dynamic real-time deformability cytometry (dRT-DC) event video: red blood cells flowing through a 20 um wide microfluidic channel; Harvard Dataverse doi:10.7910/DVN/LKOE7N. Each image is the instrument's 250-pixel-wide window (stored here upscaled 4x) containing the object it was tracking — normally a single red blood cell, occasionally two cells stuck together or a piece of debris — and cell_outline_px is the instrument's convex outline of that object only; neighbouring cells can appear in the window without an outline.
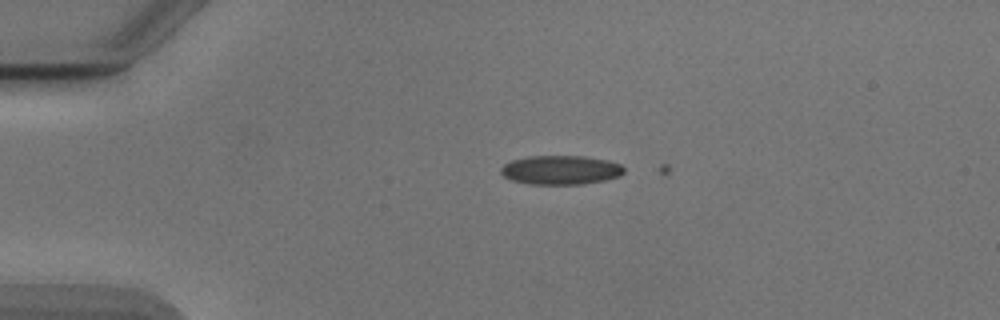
{"species": "Egyptian fruit bat (a non-hibernating species)", "species_latin": "Rousettus aegyptiacus", "temperature_condition": "cold", "stored_images_in_passage": 3, "camera_frame_rate_fps": 3000, "um_per_image_px": 0.085, "animal": {"sex": "male"}, "frame": {"image": 1, "passage_image": 2, "time_ms": 0.333, "image_size_px": [1000, 320], "cell_outline_px": [[624, 172], [620, 176], [604, 180], [584, 184], [532, 184], [512, 180], [504, 176], [500, 172], [500, 168], [504, 164], [512, 160], [528, 156], [584, 156], [608, 160], [620, 164], [624, 168]], "centroid_in_image_um": [47.67, 14.44], "position_along_channel_um": 37.3, "area_um2": 20.87}}